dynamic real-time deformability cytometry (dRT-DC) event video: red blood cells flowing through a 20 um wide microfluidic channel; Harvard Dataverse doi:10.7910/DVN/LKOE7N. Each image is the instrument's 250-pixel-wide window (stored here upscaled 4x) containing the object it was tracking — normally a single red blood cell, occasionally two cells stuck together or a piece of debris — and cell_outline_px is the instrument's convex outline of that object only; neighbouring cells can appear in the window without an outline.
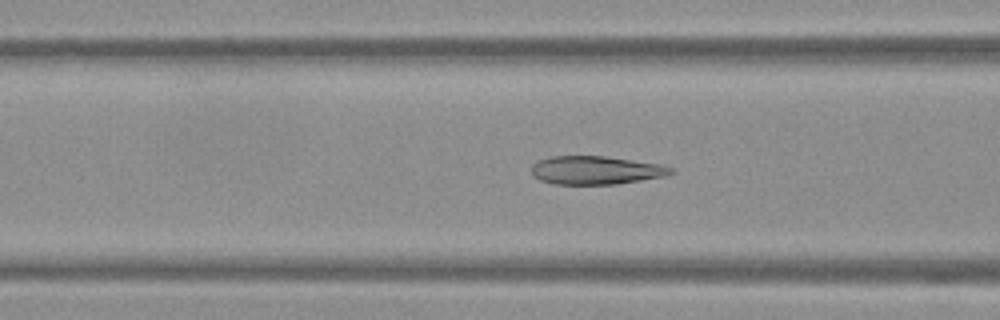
{"species": "Egyptian fruit bat (a non-hibernating species)", "species_latin": "Rousettus aegyptiacus", "temperature_condition": "warm", "stored_images_in_passage": 52, "camera_frame_rate_fps": 3000, "um_per_image_px": 0.085, "frame": {"image": 1, "passage_image": 20, "time_ms": 6.333, "image_size_px": [1000, 320], "cell_outline_px": [[676, 172], [668, 176], [616, 184], [552, 184], [540, 180], [532, 176], [532, 164], [540, 160], [552, 156], [604, 156], [660, 164], [672, 168]], "centroid_in_image_um": [50.66, 14.47], "position_along_channel_um": 115.9, "area_um2": 23.12}}
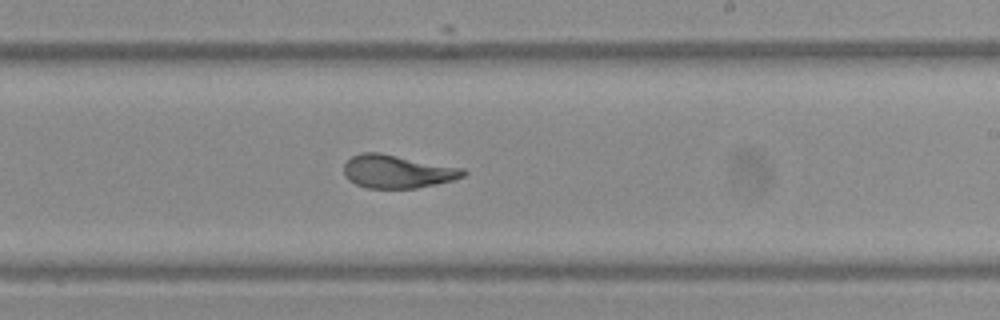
{"frame": {"image": 2, "passage_image": 31, "time_ms": 10.0, "image_size_px": [1000, 320], "cell_outline_px": [[468, 172], [464, 176], [452, 180], [436, 184], [416, 188], [368, 188], [356, 184], [348, 180], [344, 172], [344, 164], [352, 156], [360, 152], [380, 152], [464, 168]], "centroid_in_image_um": [33.78, 14.57], "position_along_channel_um": 255.2, "area_um2": 23.18}}
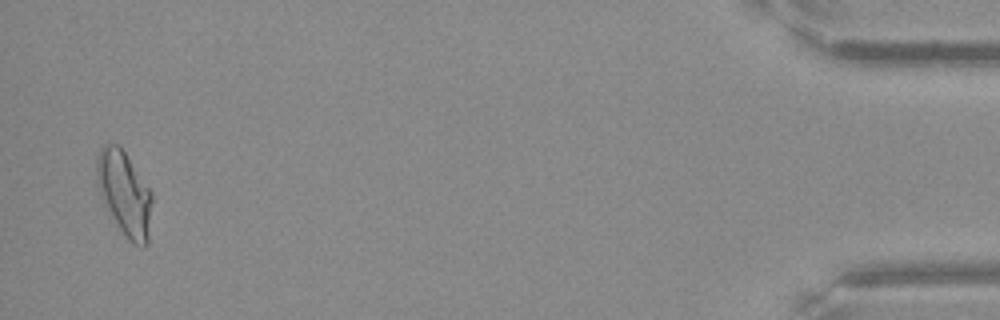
{"frame": {"image": 3, "passage_image": 51, "time_ms": 16.667, "image_size_px": [1000, 320], "cell_outline_px": [[152, 200], [148, 244], [144, 248], [140, 248], [132, 244], [128, 240], [120, 228], [108, 208], [96, 184], [96, 156], [100, 148], [104, 144], [116, 144], [124, 152], [152, 192]], "centroid_in_image_um": [10.59, 16.46], "position_along_channel_um": 424.6, "area_um2": 26.88}, "authors_computed_cell_mechanics": {"area_um2": 24.3338, "velocity_mm_per_s": 3.8042, "shape_relaxation_time_tau1_ms": 6.3224, "shape_relaxation_time_tau2_ms": 1.1116, "deformation_change_tau1": 0.2228, "deformation_change_tau2": 0.0655}}